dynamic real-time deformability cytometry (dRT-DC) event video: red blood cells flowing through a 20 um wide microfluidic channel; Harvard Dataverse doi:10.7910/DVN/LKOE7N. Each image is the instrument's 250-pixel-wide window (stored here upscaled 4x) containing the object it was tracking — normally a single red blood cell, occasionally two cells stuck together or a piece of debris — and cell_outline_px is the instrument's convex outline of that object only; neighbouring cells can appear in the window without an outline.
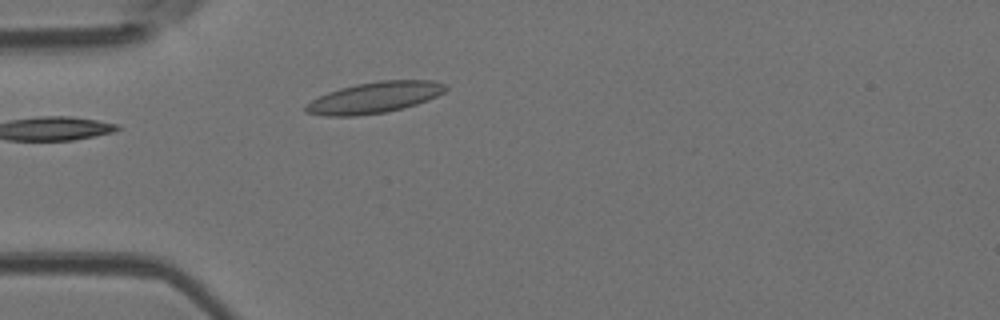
{"species": "Egyptian fruit bat (a non-hibernating species)", "species_latin": "Rousettus aegyptiacus", "temperature_condition": "room temperature", "stored_images_in_passage": 2, "camera_frame_rate_fps": 3000, "um_per_image_px": 0.085, "animal": {"sex": "female"}, "frame": {"image": 1, "passage_image": 2, "time_ms": 0.333, "image_size_px": [1000, 320], "cell_outline_px": [[448, 88], [444, 92], [428, 100], [416, 104], [384, 112], [356, 116], [328, 116], [304, 112], [304, 104], [328, 92], [340, 88], [356, 84], [380, 80], [432, 80], [448, 84]], "centroid_in_image_um": [31.83, 8.28], "position_along_channel_um": 53.2, "area_um2": 25.32}}